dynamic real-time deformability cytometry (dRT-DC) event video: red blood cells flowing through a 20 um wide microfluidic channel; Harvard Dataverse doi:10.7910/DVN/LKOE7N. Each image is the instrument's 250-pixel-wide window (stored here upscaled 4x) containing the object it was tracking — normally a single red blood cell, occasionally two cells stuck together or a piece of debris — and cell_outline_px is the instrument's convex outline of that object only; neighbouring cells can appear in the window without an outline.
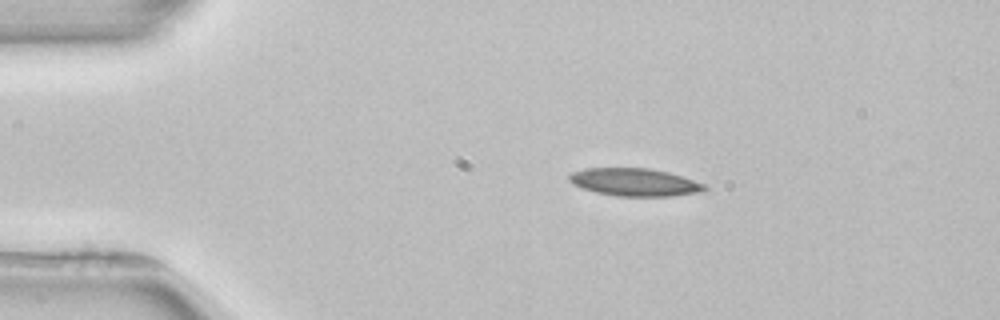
{"species": "common noctule bat (a hibernating species)", "species_latin": "Nyctalus noctula", "temperature_condition": "room temperature", "stored_images_in_passage": 3, "camera_frame_rate_fps": 3000, "um_per_image_px": 0.085, "animal": {"sex": "female", "body_mass_g": 22.7, "forearm_length_mm": 54.2}, "frame": {"image": 1, "passage_image": 1, "time_ms": 0.0, "image_size_px": [1000, 320], "cell_outline_px": [[708, 188], [704, 192], [672, 196], [616, 196], [596, 192], [572, 184], [568, 180], [568, 176], [572, 172], [584, 168], [648, 168], [668, 172], [704, 184]], "centroid_in_image_um": [53.94, 15.49], "position_along_channel_um": 31.1, "area_um2": 21.85}}